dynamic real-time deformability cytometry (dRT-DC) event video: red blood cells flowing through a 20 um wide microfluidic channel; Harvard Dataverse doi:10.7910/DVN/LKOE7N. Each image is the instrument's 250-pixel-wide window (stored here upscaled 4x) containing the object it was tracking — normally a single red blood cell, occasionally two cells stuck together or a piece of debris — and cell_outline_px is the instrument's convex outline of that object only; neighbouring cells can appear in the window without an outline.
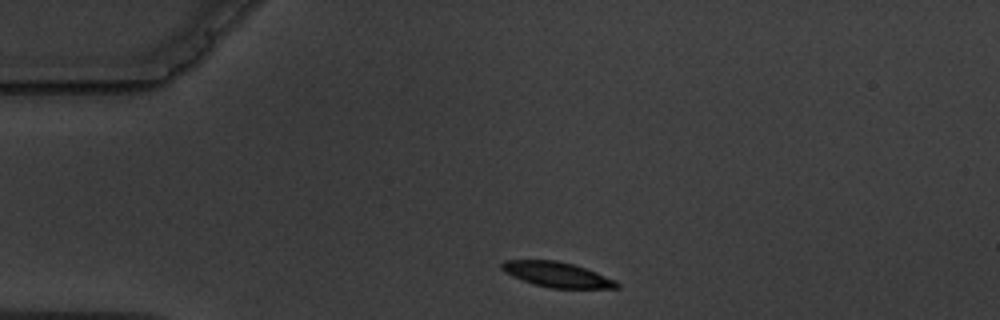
{"species": "common noctule bat (a hibernating species)", "species_latin": "Nyctalus noctula", "temperature_condition": "warm", "stored_images_in_passage": 2, "camera_frame_rate_fps": 3000, "um_per_image_px": 0.085, "animal": {"sex": "male", "body_mass_g": 19.5, "forearm_length_mm": 54.6}, "frame": {"image": 1, "passage_image": 1, "time_ms": 0.0, "image_size_px": [1000, 320], "cell_outline_px": [[620, 288], [552, 288], [532, 284], [512, 276], [504, 272], [500, 268], [500, 264], [504, 260], [556, 260], [572, 264], [596, 272], [616, 280], [620, 284]], "centroid_in_image_um": [47.32, 23.34], "position_along_channel_um": 37.7, "area_um2": 16.88}}